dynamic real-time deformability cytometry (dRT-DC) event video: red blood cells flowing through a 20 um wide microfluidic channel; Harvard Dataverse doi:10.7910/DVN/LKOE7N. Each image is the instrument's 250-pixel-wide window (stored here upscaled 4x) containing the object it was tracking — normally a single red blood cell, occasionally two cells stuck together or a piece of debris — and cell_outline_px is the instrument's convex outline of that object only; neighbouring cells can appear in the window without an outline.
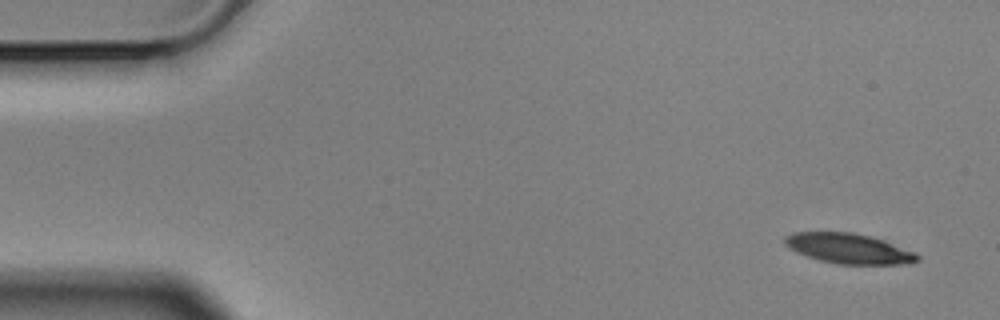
{"species": "Egyptian fruit bat (a non-hibernating species)", "species_latin": "Rousettus aegyptiacus", "temperature_condition": "cold", "stored_images_in_passage": 4, "segment_of_instrument_passage": [1, 2], "camera_frame_rate_fps": 3000, "um_per_image_px": 0.085, "animal": {"sex": "male"}, "frame": {"image": 1, "passage_image": 1, "time_ms": 0.0, "image_size_px": [1000, 320], "cell_outline_px": [[920, 260], [900, 264], [836, 264], [820, 260], [796, 252], [788, 248], [784, 244], [784, 236], [792, 232], [852, 232], [868, 236], [916, 252], [920, 256]], "centroid_in_image_um": [72.09, 21.12], "position_along_channel_um": 12.9, "area_um2": 23.06}}
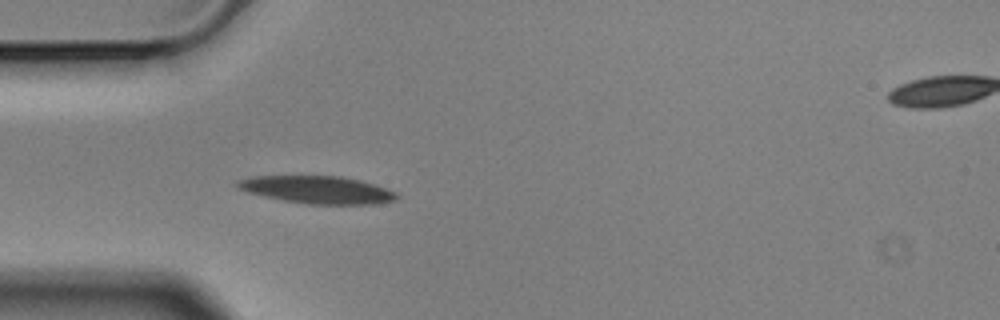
{"frame": {"image": 2, "passage_image": 3, "time_ms": 0.667, "image_size_px": [1000, 320], "cell_outline_px": [[400, 196], [396, 200], [376, 204], [308, 204], [284, 200], [264, 196], [248, 192], [236, 188], [232, 184], [236, 180], [252, 176], [340, 176], [360, 180], [396, 192]], "centroid_in_image_um": [26.93, 16.12], "position_along_channel_um": 58.1, "area_um2": 25.61}}